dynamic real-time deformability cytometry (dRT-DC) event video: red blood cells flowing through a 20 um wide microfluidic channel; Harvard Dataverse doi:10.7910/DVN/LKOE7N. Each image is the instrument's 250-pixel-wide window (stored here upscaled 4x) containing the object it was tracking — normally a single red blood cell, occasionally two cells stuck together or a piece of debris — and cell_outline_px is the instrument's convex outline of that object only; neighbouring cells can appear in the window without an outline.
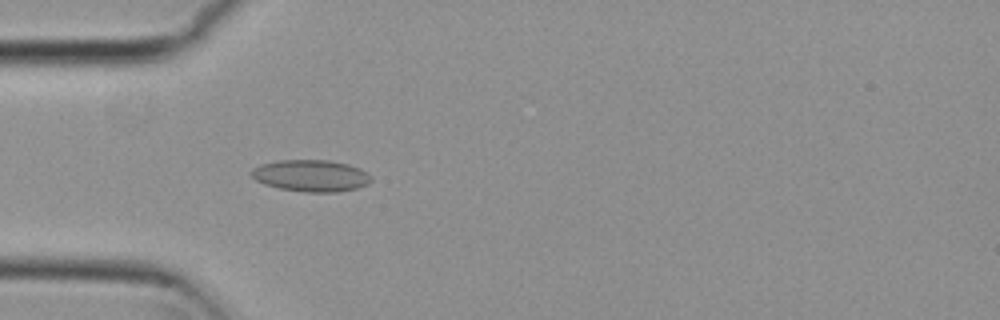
{"species": "common noctule bat (a hibernating species)", "species_latin": "Nyctalus noctula", "temperature_condition": "cold", "stored_images_in_passage": 4, "camera_frame_rate_fps": 3000, "um_per_image_px": 0.085, "animal": {"sex": "female", "body_mass_g": 29.2, "forearm_length_mm": 56.3}, "frame": {"image": 1, "passage_image": 4, "time_ms": 1.0, "image_size_px": [1000, 320], "cell_outline_px": [[372, 180], [368, 184], [356, 188], [336, 192], [304, 192], [280, 188], [264, 184], [256, 180], [248, 172], [252, 168], [260, 164], [280, 160], [328, 160], [348, 164], [360, 168], [372, 176]], "centroid_in_image_um": [26.42, 14.93], "position_along_channel_um": 58.6, "area_um2": 22.25}}